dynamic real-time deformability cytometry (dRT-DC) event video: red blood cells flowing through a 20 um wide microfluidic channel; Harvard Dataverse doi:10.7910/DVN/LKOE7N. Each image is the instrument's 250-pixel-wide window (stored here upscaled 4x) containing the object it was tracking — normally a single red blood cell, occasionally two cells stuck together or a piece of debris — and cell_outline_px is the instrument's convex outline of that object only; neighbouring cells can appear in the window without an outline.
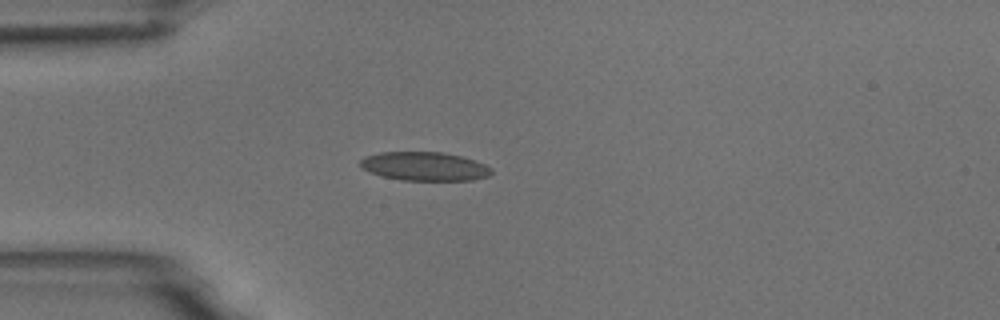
{"species": "common noctule bat (a hibernating species)", "species_latin": "Nyctalus noctula", "temperature_condition": "room temperature", "stored_images_in_passage": 1, "camera_frame_rate_fps": 3000, "um_per_image_px": 0.085, "animal": {"sex": "male", "body_mass_g": 18.8}, "frame": {"image": 1, "passage_image": 1, "time_ms": 0.0, "image_size_px": [1000, 320], "cell_outline_px": [[492, 172], [488, 176], [472, 180], [400, 180], [380, 176], [360, 168], [360, 160], [364, 156], [380, 152], [444, 152], [476, 160], [492, 168]], "centroid_in_image_um": [36.06, 14.13], "position_along_channel_um": 48.9, "area_um2": 22.14}}